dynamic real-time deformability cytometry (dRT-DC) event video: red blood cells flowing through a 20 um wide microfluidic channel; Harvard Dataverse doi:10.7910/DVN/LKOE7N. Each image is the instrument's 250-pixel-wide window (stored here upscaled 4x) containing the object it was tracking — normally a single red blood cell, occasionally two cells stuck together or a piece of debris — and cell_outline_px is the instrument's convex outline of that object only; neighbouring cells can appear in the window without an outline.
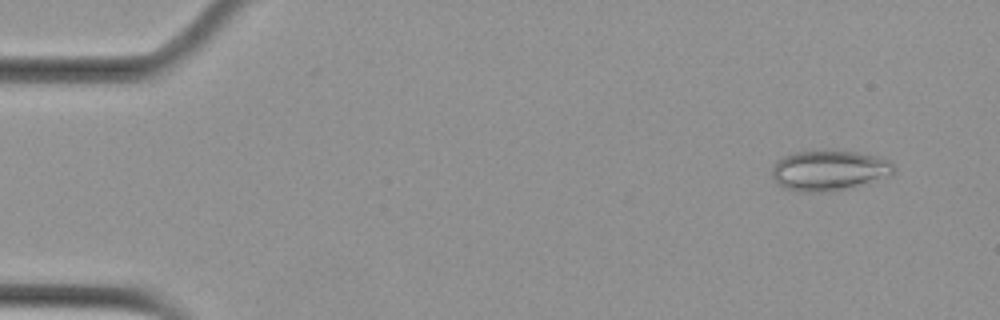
{"species": "Egyptian fruit bat (a non-hibernating species)", "species_latin": "Rousettus aegyptiacus", "temperature_condition": "cold", "stored_images_in_passage": 5, "camera_frame_rate_fps": 3000, "um_per_image_px": 0.085, "animal": {"sex": "female"}, "frame": {"image": 1, "passage_image": 2, "time_ms": 0.333, "image_size_px": [1000, 320], "cell_outline_px": [[896, 172], [856, 188], [828, 192], [800, 192], [784, 188], [776, 184], [772, 176], [772, 168], [780, 156], [796, 152], [856, 152], [876, 156], [888, 160], [896, 168]], "centroid_in_image_um": [70.46, 14.53], "position_along_channel_um": 14.5, "area_um2": 28.73}}